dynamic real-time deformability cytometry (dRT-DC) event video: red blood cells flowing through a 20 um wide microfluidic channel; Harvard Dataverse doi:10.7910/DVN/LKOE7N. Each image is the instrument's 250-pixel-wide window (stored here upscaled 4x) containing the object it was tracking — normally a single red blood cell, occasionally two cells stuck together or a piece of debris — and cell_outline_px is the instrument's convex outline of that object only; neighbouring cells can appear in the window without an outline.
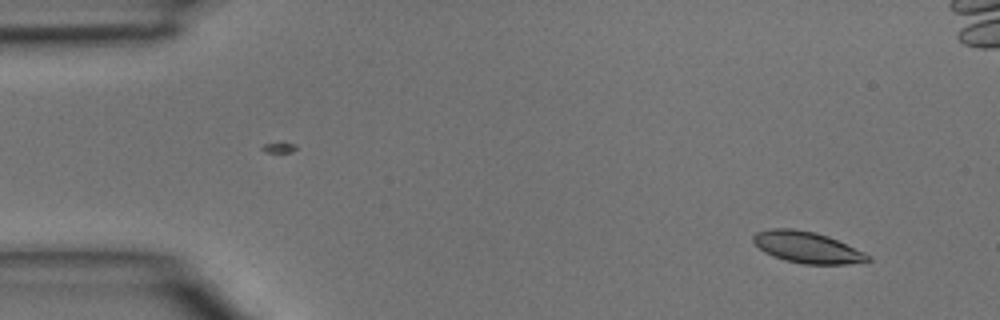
{"species": "common noctule bat (a hibernating species)", "species_latin": "Nyctalus noctula", "temperature_condition": "room temperature", "stored_images_in_passage": 4, "camera_frame_rate_fps": 3000, "um_per_image_px": 0.085, "animal": {"sex": "male", "body_mass_g": 15.6}, "frame": {"image": 1, "passage_image": 1, "time_ms": 0.0, "image_size_px": [1000, 320], "cell_outline_px": [[872, 260], [848, 264], [804, 264], [784, 260], [764, 252], [752, 240], [752, 236], [756, 232], [772, 228], [792, 228], [816, 232], [828, 236], [864, 252], [872, 256]], "centroid_in_image_um": [68.61, 21.02], "position_along_channel_um": 16.4, "area_um2": 20.92}}